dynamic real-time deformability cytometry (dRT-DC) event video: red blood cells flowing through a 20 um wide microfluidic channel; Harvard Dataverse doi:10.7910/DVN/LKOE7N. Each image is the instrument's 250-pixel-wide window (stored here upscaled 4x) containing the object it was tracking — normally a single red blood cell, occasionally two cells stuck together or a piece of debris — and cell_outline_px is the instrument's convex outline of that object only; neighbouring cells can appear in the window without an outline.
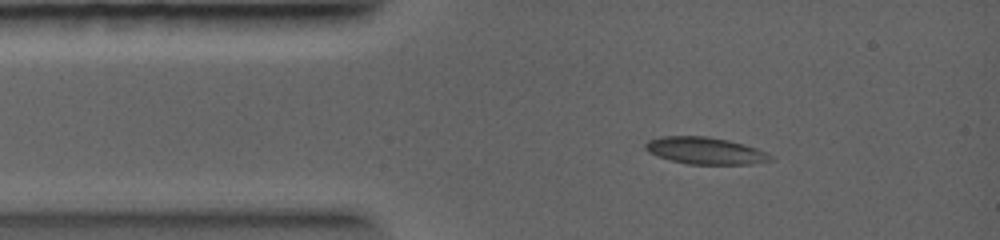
{"species": "common noctule bat (a hibernating species)", "species_latin": "Nyctalus noctula", "temperature_condition": "warm", "stored_images_in_passage": 9, "camera_frame_rate_fps": 5000, "um_per_image_px": 0.085, "animal": {"sex": "female", "body_mass_g": 19.0, "forearm_length_mm": 56.7}, "frame": {"image": 1, "passage_image": 2, "time_ms": 0.8, "image_size_px": [1000, 240], "cell_outline_px": [[772, 160], [752, 164], [688, 164], [656, 156], [648, 152], [644, 148], [644, 144], [648, 140], [660, 136], [708, 136], [728, 140], [744, 144], [756, 148], [772, 156]], "centroid_in_image_um": [59.9, 12.8], "position_along_channel_um": 25.1, "area_um2": 19.65}}
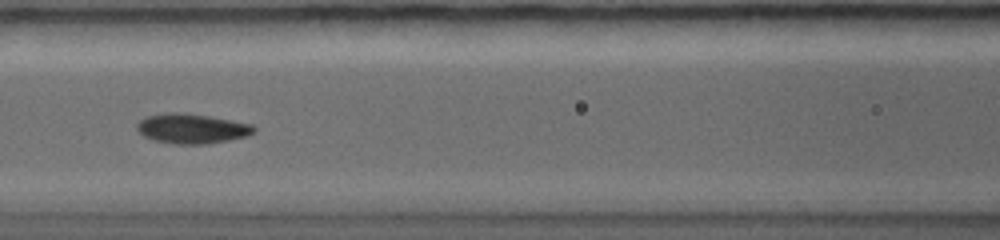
{"frame": {"image": 2, "passage_image": 6, "time_ms": 3.8, "image_size_px": [1000, 240], "cell_outline_px": [[256, 132], [248, 136], [208, 144], [172, 144], [156, 140], [144, 136], [136, 128], [136, 124], [144, 116], [168, 112], [176, 112], [208, 116], [232, 120], [252, 124], [256, 128]], "centroid_in_image_um": [16.32, 10.93], "position_along_channel_um": 150.3, "area_um2": 20.4}}
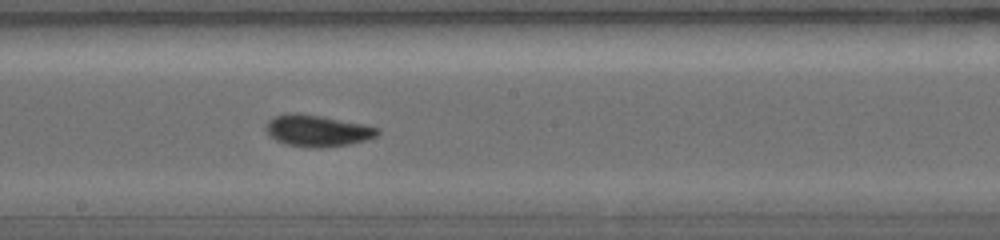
{"frame": {"image": 3, "passage_image": 8, "time_ms": 5.2, "image_size_px": [1000, 240], "cell_outline_px": [[380, 132], [376, 136], [352, 144], [320, 148], [308, 148], [288, 144], [276, 140], [268, 136], [264, 128], [264, 124], [272, 116], [292, 112], [324, 116], [364, 124], [380, 128]], "centroid_in_image_um": [26.94, 11.1], "position_along_channel_um": 221.3, "area_um2": 20.92}}